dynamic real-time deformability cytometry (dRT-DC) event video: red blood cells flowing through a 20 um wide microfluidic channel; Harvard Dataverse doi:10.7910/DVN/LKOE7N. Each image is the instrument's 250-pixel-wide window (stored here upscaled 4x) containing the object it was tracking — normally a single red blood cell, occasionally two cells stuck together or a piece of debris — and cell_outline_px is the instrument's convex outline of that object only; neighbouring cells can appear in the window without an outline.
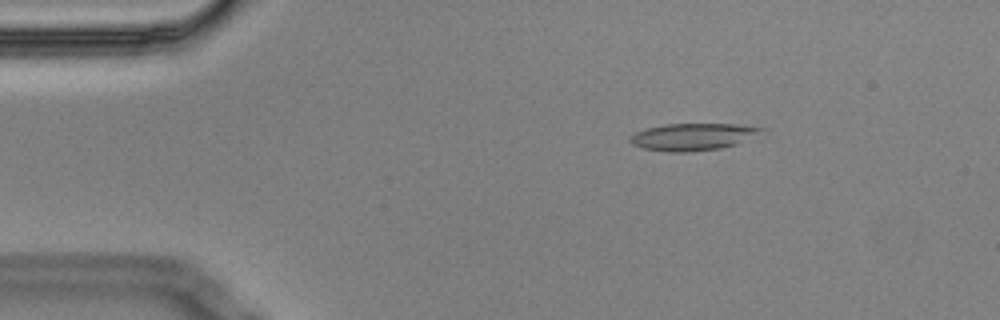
{"species": "Egyptian fruit bat (a non-hibernating species)", "species_latin": "Rousettus aegyptiacus", "temperature_condition": "cold", "stored_images_in_passage": 4, "camera_frame_rate_fps": 3000, "um_per_image_px": 0.085, "animal": {"sex": "male"}, "frame": {"image": 1, "passage_image": 2, "time_ms": 0.333, "image_size_px": [1000, 320], "cell_outline_px": [[768, 128], [736, 144], [720, 148], [688, 152], [668, 152], [644, 148], [632, 144], [628, 140], [636, 132], [648, 128], [664, 124], [736, 124]], "centroid_in_image_um": [58.87, 11.62], "position_along_channel_um": 26.1, "area_um2": 20.4}}